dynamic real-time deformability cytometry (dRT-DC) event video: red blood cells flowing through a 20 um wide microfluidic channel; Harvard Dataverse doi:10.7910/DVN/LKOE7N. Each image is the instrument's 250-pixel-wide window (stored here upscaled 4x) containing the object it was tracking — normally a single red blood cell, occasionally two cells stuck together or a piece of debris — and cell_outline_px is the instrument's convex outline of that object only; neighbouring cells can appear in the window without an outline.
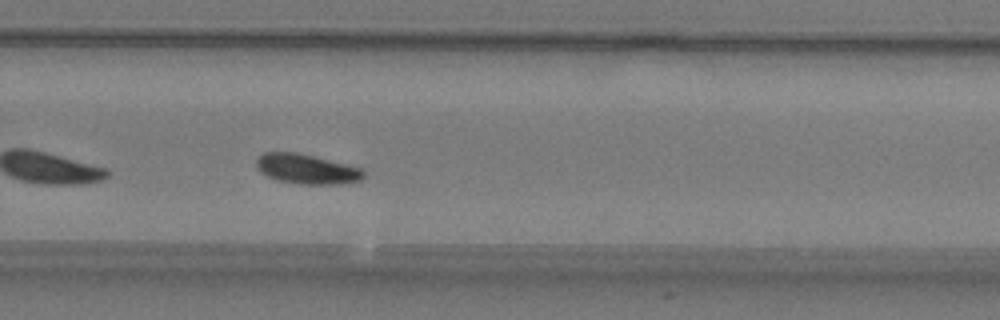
{"species": "common noctule bat (a hibernating species)", "species_latin": "Nyctalus noctula", "temperature_condition": "warm", "stored_images_in_passage": 29, "camera_frame_rate_fps": 3000, "um_per_image_px": 0.085, "animal": {"sex": "male", "body_mass_g": 19.2, "forearm_length_mm": 51.8}, "frame": {"image": 1, "passage_image": 21, "time_ms": 6.667, "image_size_px": [1000, 320], "cell_outline_px": [[364, 176], [360, 180], [344, 184], [300, 184], [280, 180], [268, 176], [260, 172], [256, 168], [256, 160], [264, 152], [296, 152], [364, 168]], "centroid_in_image_um": [26.09, 14.36], "position_along_channel_um": 303.7, "area_um2": 18.61}, "authors_computed_cell_mechanics": {"area_um2": 18.8428, "velocity_mm_per_s": 3.7185, "shape_relaxation_time_tau1_ms": 3.2429, "shape_relaxation_time_tau2_ms": null, "deformation_change_tau1": 0.112, "deformation_change_tau2": null}}